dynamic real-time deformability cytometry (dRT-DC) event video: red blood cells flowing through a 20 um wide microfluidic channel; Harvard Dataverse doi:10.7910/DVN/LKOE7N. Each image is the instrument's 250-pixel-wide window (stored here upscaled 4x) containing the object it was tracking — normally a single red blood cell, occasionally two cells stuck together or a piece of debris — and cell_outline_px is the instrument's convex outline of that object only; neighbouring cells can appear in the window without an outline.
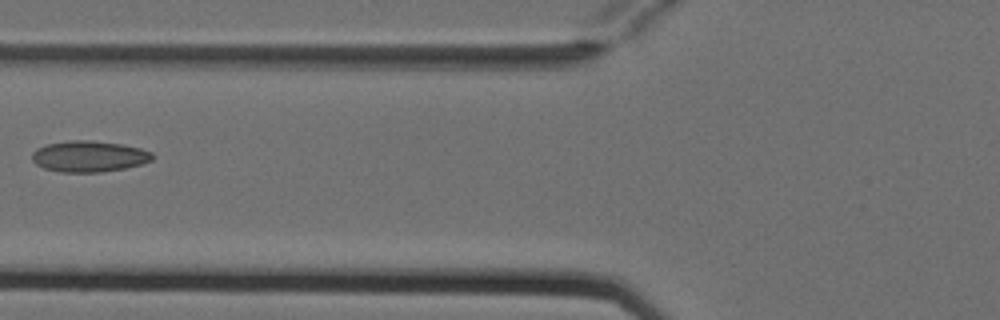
{"species": "Egyptian fruit bat (a non-hibernating species)", "species_latin": "Rousettus aegyptiacus", "temperature_condition": "cold", "stored_images_in_passage": 5, "camera_frame_rate_fps": 3000, "um_per_image_px": 0.085, "animal": {"sex": "female"}, "frame": {"image": 1, "passage_image": 4, "time_ms": 1.0, "image_size_px": [1000, 320], "cell_outline_px": [[156, 156], [152, 160], [140, 164], [124, 168], [100, 172], [60, 172], [44, 168], [36, 164], [32, 160], [32, 152], [36, 148], [48, 144], [68, 140], [88, 140], [124, 144], [140, 148], [152, 152]], "centroid_in_image_um": [7.57, 13.28], "position_along_channel_um": 118.2, "area_um2": 21.91}}
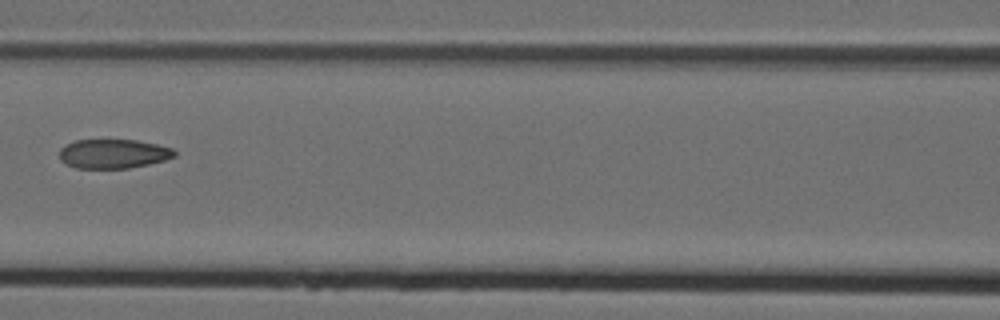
{"frame": {"image": 2, "passage_image": 5, "time_ms": 1.333, "image_size_px": [1000, 320], "cell_outline_px": [[176, 156], [164, 160], [148, 164], [128, 168], [76, 168], [64, 164], [60, 160], [60, 148], [64, 144], [76, 140], [136, 140], [156, 144], [172, 148], [176, 152]], "centroid_in_image_um": [9.6, 13.07], "position_along_channel_um": 157.0, "area_um2": 19.65}}